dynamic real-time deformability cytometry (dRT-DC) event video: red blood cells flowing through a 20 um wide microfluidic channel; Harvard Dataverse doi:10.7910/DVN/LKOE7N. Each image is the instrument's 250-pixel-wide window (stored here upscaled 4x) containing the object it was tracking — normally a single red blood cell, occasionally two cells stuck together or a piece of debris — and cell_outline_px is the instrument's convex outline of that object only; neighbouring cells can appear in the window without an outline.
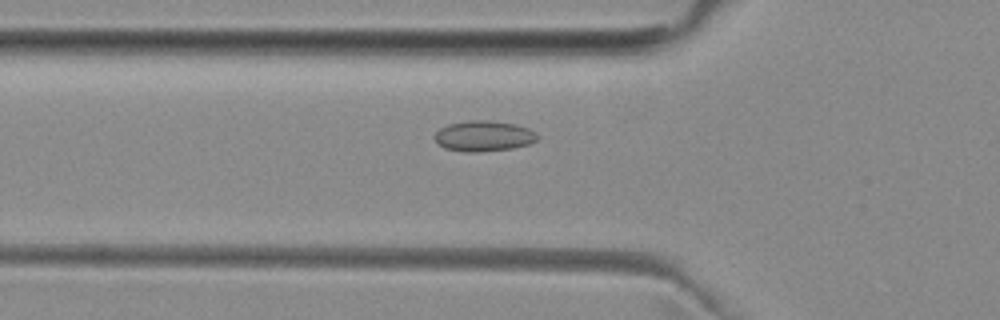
{"species": "common noctule bat (a hibernating species)", "species_latin": "Nyctalus noctula", "temperature_condition": "room temperature", "stored_images_in_passage": 40, "camera_frame_rate_fps": 3000, "um_per_image_px": 0.085, "animal": {"sex": "female", "body_mass_g": 29.2, "forearm_length_mm": 56.3}, "frame": {"image": 1, "passage_image": 6, "time_ms": 1.667, "image_size_px": [1000, 320], "cell_outline_px": [[540, 136], [536, 140], [528, 144], [512, 148], [476, 152], [468, 152], [444, 148], [436, 140], [436, 132], [440, 128], [448, 124], [468, 120], [492, 120], [516, 124], [528, 128], [536, 132]], "centroid_in_image_um": [41.15, 11.54], "position_along_channel_um": 84.7, "area_um2": 18.26}}
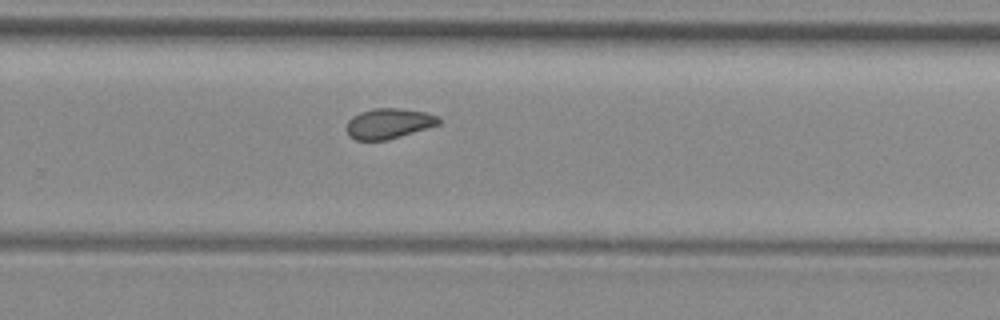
{"frame": {"image": 2, "passage_image": 22, "time_ms": 7.0, "image_size_px": [1000, 320], "cell_outline_px": [[440, 124], [388, 140], [356, 140], [348, 136], [344, 128], [348, 120], [352, 116], [360, 112], [376, 108], [400, 108], [424, 112], [436, 116], [440, 120]], "centroid_in_image_um": [32.98, 10.5], "position_along_channel_um": 296.8, "area_um2": 16.36}}
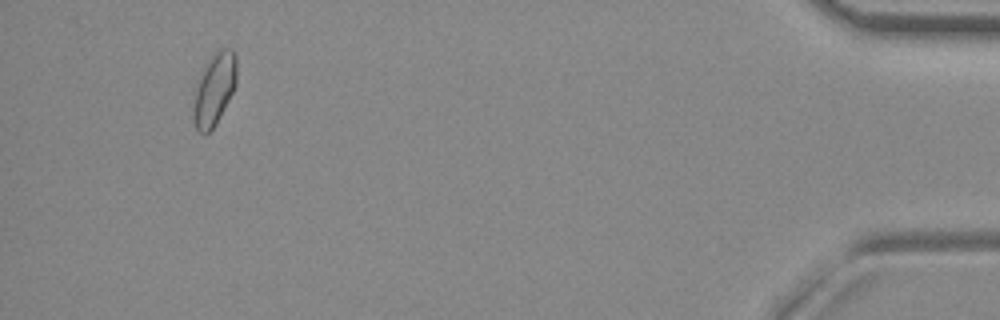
{"frame": {"image": 3, "passage_image": 37, "time_ms": 12.0, "image_size_px": [1000, 320], "cell_outline_px": [[236, 84], [216, 124], [204, 136], [196, 128], [192, 116], [196, 92], [200, 80], [208, 60], [220, 48], [232, 48], [236, 56]], "centroid_in_image_um": [18.24, 7.6], "position_along_channel_um": 417.0, "area_um2": 17.57}, "authors_computed_cell_mechanics": {"area_um2": 16.7042, "velocity_mm_per_s": 3.9692, "shape_relaxation_time_tau1_ms": null, "shape_relaxation_time_tau2_ms": 1.4189, "deformation_change_tau1": null, "deformation_change_tau2": 0.0684}}